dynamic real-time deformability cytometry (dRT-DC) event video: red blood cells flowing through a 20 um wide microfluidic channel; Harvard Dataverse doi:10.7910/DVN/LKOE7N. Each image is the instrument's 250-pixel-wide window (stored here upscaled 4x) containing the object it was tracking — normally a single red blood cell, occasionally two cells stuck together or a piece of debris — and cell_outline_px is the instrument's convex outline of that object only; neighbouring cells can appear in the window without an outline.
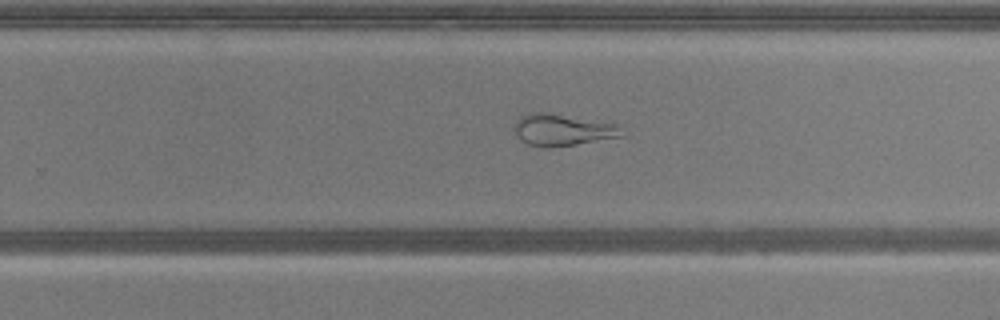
{"species": "common noctule bat (a hibernating species)", "species_latin": "Nyctalus noctula", "temperature_condition": "warm", "stored_images_in_passage": 48, "camera_frame_rate_fps": 3000, "um_per_image_px": 0.085, "animal": {"sex": "male", "body_mass_g": 20.5, "forearm_length_mm": 52.5}, "frame": {"image": 1, "passage_image": 34, "time_ms": 11.0, "image_size_px": [1000, 320], "cell_outline_px": [[624, 136], [552, 148], [548, 148], [528, 144], [520, 140], [512, 124], [520, 116], [528, 112], [548, 112], [616, 124]], "centroid_in_image_um": [47.74, 11.03], "position_along_channel_um": 282.1, "area_um2": 19.88}}
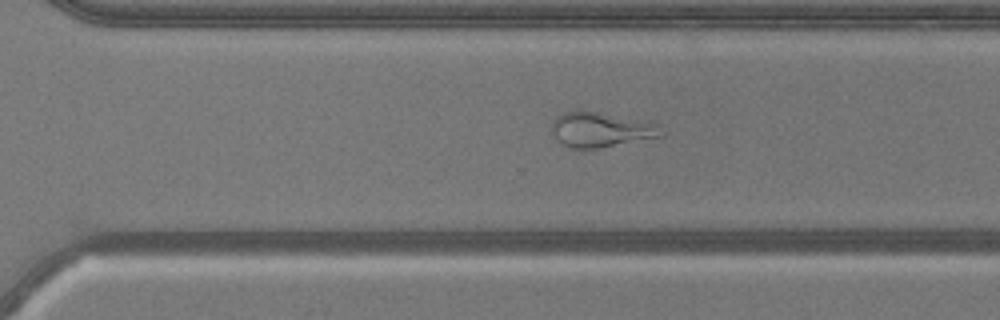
{"frame": {"image": 2, "passage_image": 37, "time_ms": 12.0, "image_size_px": [1000, 320], "cell_outline_px": [[664, 136], [596, 148], [568, 148], [552, 132], [552, 120], [556, 116], [564, 112], [600, 112], [644, 120], [660, 124]], "centroid_in_image_um": [51.13, 11.01], "position_along_channel_um": 319.5, "area_um2": 22.02}}
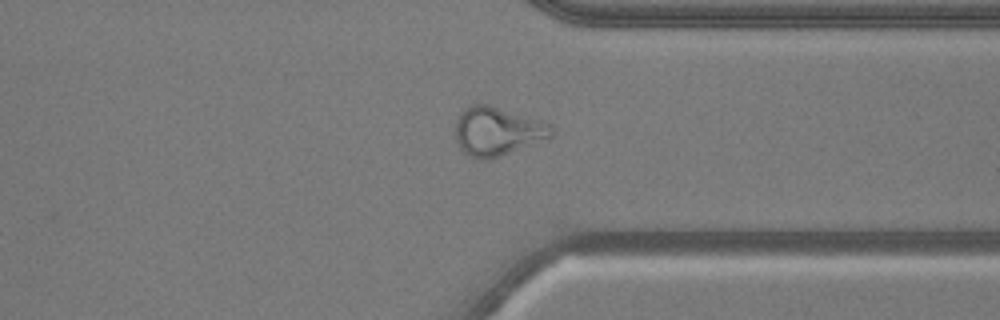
{"frame": {"image": 3, "passage_image": 41, "time_ms": 13.333, "image_size_px": [1000, 320], "cell_outline_px": [[556, 132], [548, 140], [488, 160], [480, 160], [468, 156], [460, 148], [456, 140], [456, 120], [460, 112], [464, 108], [472, 104], [488, 104], [544, 120], [552, 124]], "centroid_in_image_um": [42.34, 11.16], "position_along_channel_um": 369.1, "area_um2": 28.03}, "authors_computed_cell_mechanics": {"area_um2": 26.7036, "velocity_mm_per_s": 3.7964, "shape_relaxation_time_tau1_ms": null, "shape_relaxation_time_tau2_ms": 1.4028, "deformation_change_tau1": null, "deformation_change_tau2": 0.0798}}